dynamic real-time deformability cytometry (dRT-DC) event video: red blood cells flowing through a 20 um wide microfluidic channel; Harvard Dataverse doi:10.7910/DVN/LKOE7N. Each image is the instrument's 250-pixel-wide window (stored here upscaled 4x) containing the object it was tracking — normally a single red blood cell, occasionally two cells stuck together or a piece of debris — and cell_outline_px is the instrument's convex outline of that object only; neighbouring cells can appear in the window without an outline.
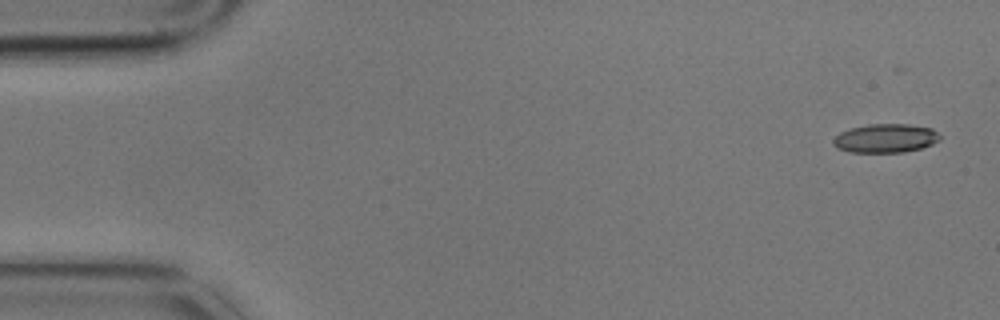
{"species": "common noctule bat (a hibernating species)", "species_latin": "Nyctalus noctula", "temperature_condition": "cold", "stored_images_in_passage": 5, "camera_frame_rate_fps": 3000, "um_per_image_px": 0.085, "animal": {"sex": "male", "body_mass_g": 17.9}, "frame": {"image": 1, "passage_image": 1, "time_ms": 0.0, "image_size_px": [1000, 320], "cell_outline_px": [[940, 140], [932, 144], [920, 148], [904, 152], [852, 152], [836, 148], [832, 144], [832, 140], [840, 132], [852, 128], [868, 124], [908, 124], [932, 128], [940, 136]], "centroid_in_image_um": [75.26, 11.75], "position_along_channel_um": 9.7, "area_um2": 17.86}}
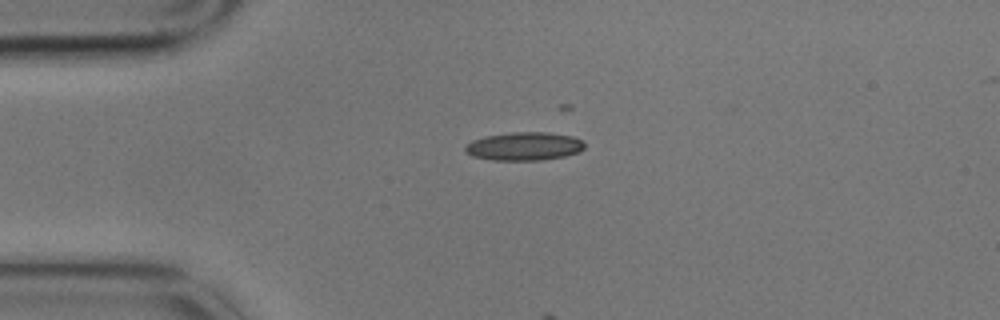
{"frame": {"image": 2, "passage_image": 4, "time_ms": 1.0, "image_size_px": [1000, 320], "cell_outline_px": [[584, 148], [580, 152], [564, 156], [540, 160], [492, 160], [472, 156], [464, 152], [464, 148], [472, 140], [484, 136], [508, 132], [548, 132], [572, 136], [584, 140]], "centroid_in_image_um": [44.55, 12.43], "position_along_channel_um": 40.4, "area_um2": 19.88}}